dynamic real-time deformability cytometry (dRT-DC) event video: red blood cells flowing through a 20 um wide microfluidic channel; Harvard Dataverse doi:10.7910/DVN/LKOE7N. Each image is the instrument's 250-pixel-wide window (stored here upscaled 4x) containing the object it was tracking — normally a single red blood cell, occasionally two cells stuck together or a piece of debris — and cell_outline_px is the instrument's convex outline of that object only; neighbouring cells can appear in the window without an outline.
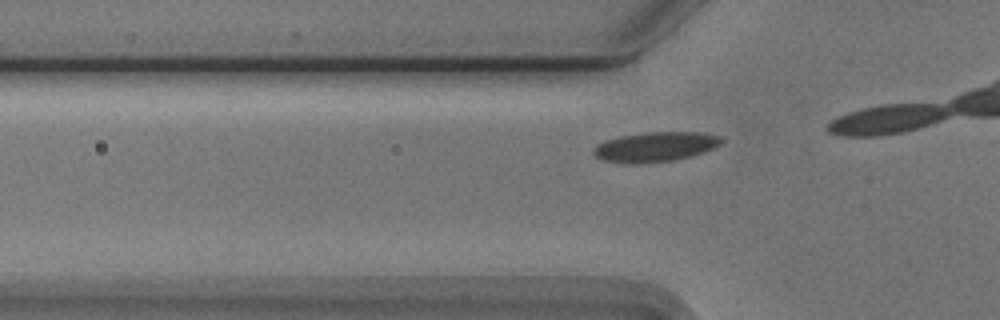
{"species": "Egyptian fruit bat (a non-hibernating species)", "species_latin": "Rousettus aegyptiacus", "temperature_condition": "cold", "stored_images_in_passage": 13, "camera_frame_rate_fps": 3000, "um_per_image_px": 0.085, "animal": {"sex": "male"}, "frame": {"image": 1, "passage_image": 10, "time_ms": 3.0, "image_size_px": [1000, 320], "cell_outline_px": [[724, 140], [716, 148], [692, 156], [676, 160], [640, 164], [628, 164], [600, 160], [592, 152], [592, 148], [596, 144], [604, 140], [620, 136], [648, 132], [704, 132], [724, 136]], "centroid_in_image_um": [55.72, 12.48], "position_along_channel_um": 70.1, "area_um2": 22.83}}